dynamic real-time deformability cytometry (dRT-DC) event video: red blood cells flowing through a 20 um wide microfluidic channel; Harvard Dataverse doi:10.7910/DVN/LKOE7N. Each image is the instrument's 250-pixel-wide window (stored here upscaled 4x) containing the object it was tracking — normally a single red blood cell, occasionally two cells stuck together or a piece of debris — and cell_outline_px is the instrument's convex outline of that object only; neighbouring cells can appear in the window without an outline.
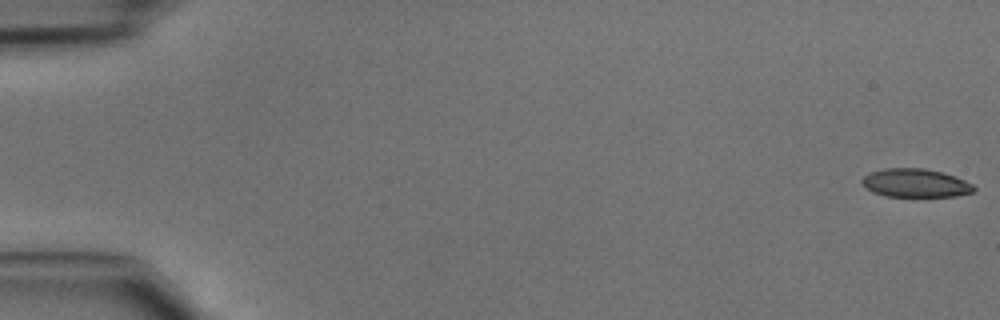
{"species": "common noctule bat (a hibernating species)", "species_latin": "Nyctalus noctula", "temperature_condition": "cold", "stored_images_in_passage": 42, "camera_frame_rate_fps": 3000, "um_per_image_px": 0.085, "animal": {"sex": "male", "body_mass_g": 15.6}, "frame": {"image": 1, "passage_image": 1, "time_ms": 0.0, "image_size_px": [1000, 320], "cell_outline_px": [[976, 188], [972, 192], [956, 196], [888, 196], [872, 192], [860, 180], [868, 172], [884, 168], [924, 168], [944, 172], [956, 176], [972, 184]], "centroid_in_image_um": [77.82, 15.54], "position_along_channel_um": 7.2, "area_um2": 18.55}}
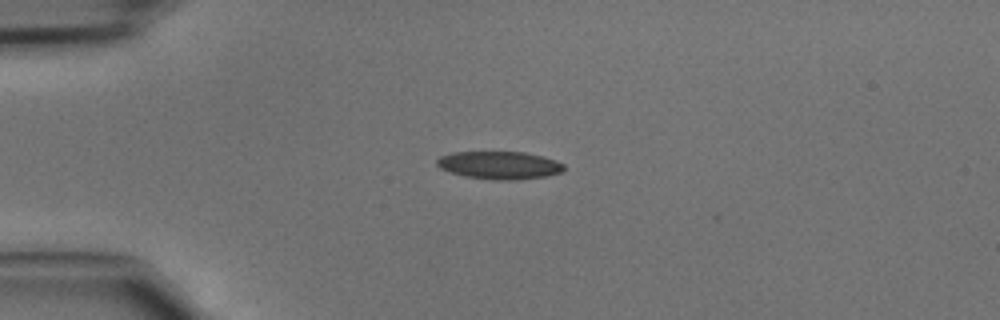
{"frame": {"image": 2, "passage_image": 12, "time_ms": 3.667, "image_size_px": [1000, 320], "cell_outline_px": [[564, 168], [560, 172], [548, 176], [516, 180], [492, 180], [464, 176], [440, 168], [436, 164], [436, 160], [440, 156], [452, 152], [524, 152], [544, 156], [556, 160], [564, 164]], "centroid_in_image_um": [42.46, 14.04], "position_along_channel_um": 42.5, "area_um2": 20.69}}
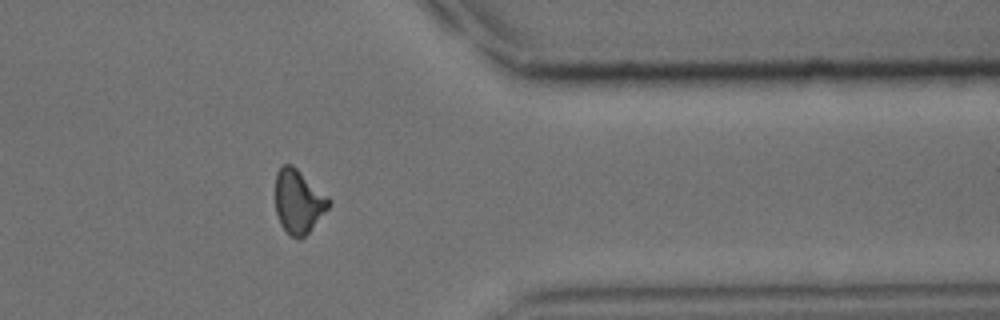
{"frame": {"image": 3, "passage_image": 38, "time_ms": 12.333, "image_size_px": [1000, 320], "cell_outline_px": [[332, 200], [328, 208], [308, 232], [300, 240], [292, 236], [280, 224], [276, 212], [276, 172], [284, 164], [292, 164], [328, 196]], "centroid_in_image_um": [25.37, 17.11], "position_along_channel_um": 386.0, "area_um2": 19.59}}